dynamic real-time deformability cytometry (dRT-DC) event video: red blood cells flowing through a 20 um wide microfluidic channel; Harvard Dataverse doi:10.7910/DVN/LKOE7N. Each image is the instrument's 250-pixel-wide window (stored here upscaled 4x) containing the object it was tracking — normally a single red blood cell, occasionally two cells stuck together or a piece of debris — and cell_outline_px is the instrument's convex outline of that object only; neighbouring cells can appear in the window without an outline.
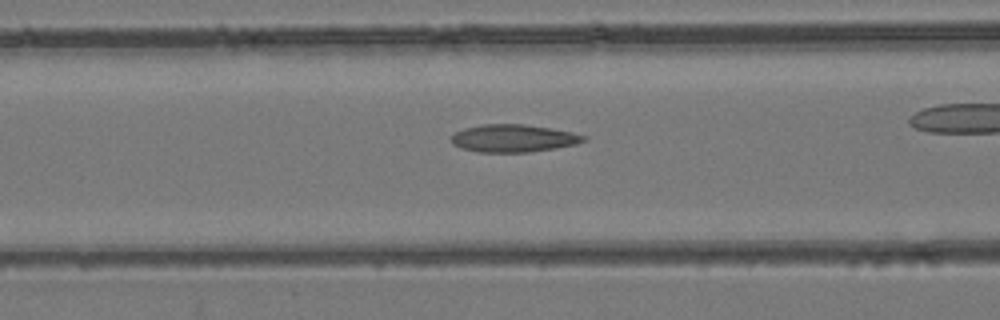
{"species": "common noctule bat (a hibernating species)", "species_latin": "Nyctalus noctula", "temperature_condition": "room temperature", "stored_images_in_passage": 27, "camera_frame_rate_fps": 3000, "um_per_image_px": 0.085, "animal": {"sex": "female", "body_mass_g": 24.6, "forearm_length_mm": 56.2}, "frame": {"image": 1, "passage_image": 8, "time_ms": 2.333, "image_size_px": [1000, 320], "cell_outline_px": [[588, 136], [584, 140], [576, 144], [556, 148], [528, 152], [480, 152], [460, 148], [452, 144], [452, 136], [456, 132], [464, 128], [484, 124], [524, 124], [572, 132]], "centroid_in_image_um": [43.63, 11.75], "position_along_channel_um": 123.0, "area_um2": 21.15}}
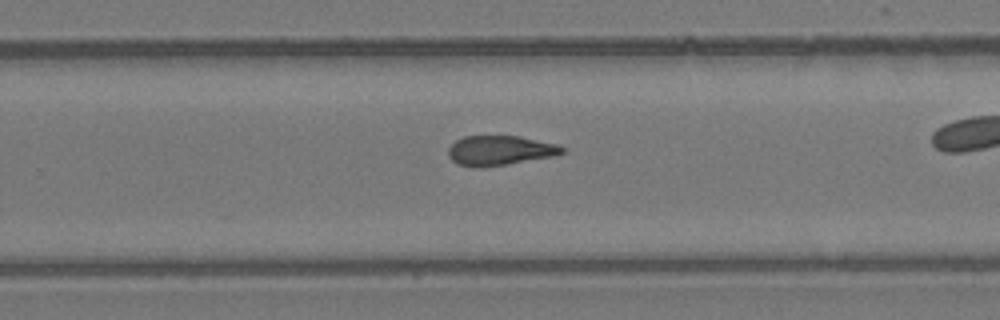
{"frame": {"image": 2, "passage_image": 20, "time_ms": 6.333, "image_size_px": [1000, 320], "cell_outline_px": [[568, 148], [564, 152], [556, 156], [508, 164], [476, 168], [456, 164], [448, 156], [448, 148], [456, 140], [464, 136], [520, 136], [560, 144]], "centroid_in_image_um": [42.54, 12.79], "position_along_channel_um": 287.3, "area_um2": 20.11}}
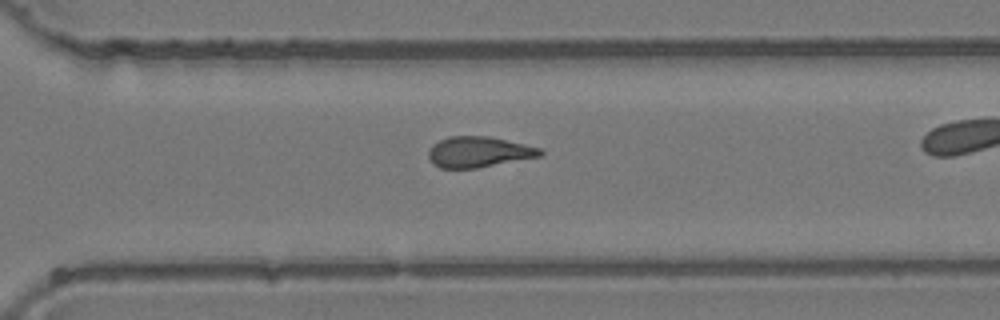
{"frame": {"image": 3, "passage_image": 23, "time_ms": 7.333, "image_size_px": [1000, 320], "cell_outline_px": [[544, 152], [540, 156], [476, 168], [440, 168], [432, 164], [428, 156], [428, 152], [432, 144], [448, 136], [488, 136], [524, 144], [540, 148]], "centroid_in_image_um": [40.64, 12.91], "position_along_channel_um": 330.0, "area_um2": 19.88}}